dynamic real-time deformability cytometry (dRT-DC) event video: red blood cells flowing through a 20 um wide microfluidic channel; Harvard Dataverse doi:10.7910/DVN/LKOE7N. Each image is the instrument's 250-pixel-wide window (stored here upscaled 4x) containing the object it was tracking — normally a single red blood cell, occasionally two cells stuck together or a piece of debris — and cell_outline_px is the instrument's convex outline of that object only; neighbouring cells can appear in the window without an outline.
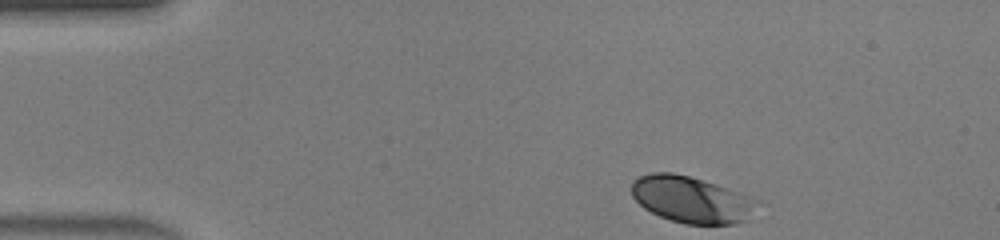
{"species": "human", "species_latin": "Homo sapiens", "temperature_condition": "warm", "stored_images_in_passage": 40, "camera_frame_rate_fps": 3000, "um_per_image_px": 0.085, "donor": {"sex": "male"}, "frame": {"image": 1, "passage_image": 1, "time_ms": 0.0, "image_size_px": [1000, 240], "cell_outline_px": [[764, 204], [752, 220], [732, 224], [684, 224], [660, 216], [644, 208], [632, 196], [632, 180], [640, 176], [652, 172], [672, 172], [688, 176], [716, 184], [752, 196], [760, 200]], "centroid_in_image_um": [58.91, 16.98], "position_along_channel_um": 26.1, "area_um2": 34.85}}
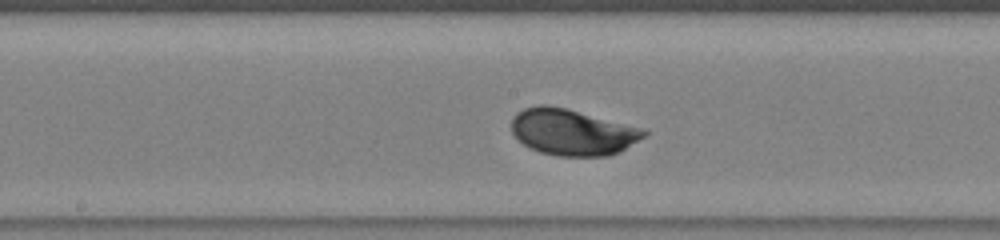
{"frame": {"image": 2, "passage_image": 18, "time_ms": 5.667, "image_size_px": [1000, 240], "cell_outline_px": [[648, 132], [644, 136], [624, 148], [608, 156], [556, 156], [540, 152], [528, 148], [512, 132], [512, 116], [516, 112], [524, 108], [540, 104], [548, 104], [568, 108], [644, 128]], "centroid_in_image_um": [48.62, 11.21], "position_along_channel_um": 199.6, "area_um2": 35.78}}
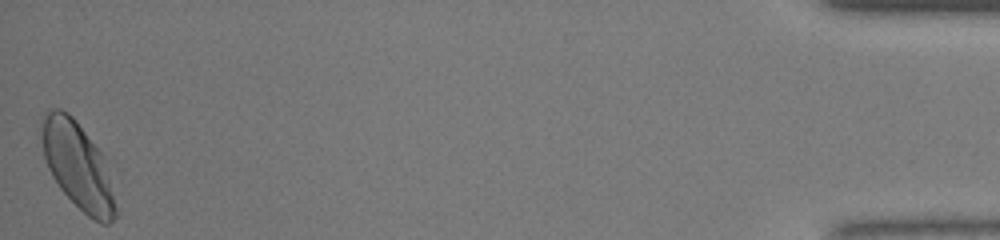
{"frame": {"image": 3, "passage_image": 40, "time_ms": 13.0, "image_size_px": [1000, 240], "cell_outline_px": [[116, 216], [108, 224], [100, 224], [88, 216], [60, 188], [52, 176], [48, 168], [44, 156], [40, 136], [40, 132], [44, 112], [48, 108], [60, 108], [68, 112], [72, 116], [104, 156], [116, 208]], "centroid_in_image_um": [6.57, 14.04], "position_along_channel_um": 428.6, "area_um2": 37.05}, "authors_computed_cell_mechanics": {"area_um2": 34.1887, "velocity_mm_per_s": 4.4174, "shape_relaxation_time_tau1_ms": 2.0018, "shape_relaxation_time_tau2_ms": null, "deformation_change_tau1": 0.1099, "deformation_change_tau2": null}}